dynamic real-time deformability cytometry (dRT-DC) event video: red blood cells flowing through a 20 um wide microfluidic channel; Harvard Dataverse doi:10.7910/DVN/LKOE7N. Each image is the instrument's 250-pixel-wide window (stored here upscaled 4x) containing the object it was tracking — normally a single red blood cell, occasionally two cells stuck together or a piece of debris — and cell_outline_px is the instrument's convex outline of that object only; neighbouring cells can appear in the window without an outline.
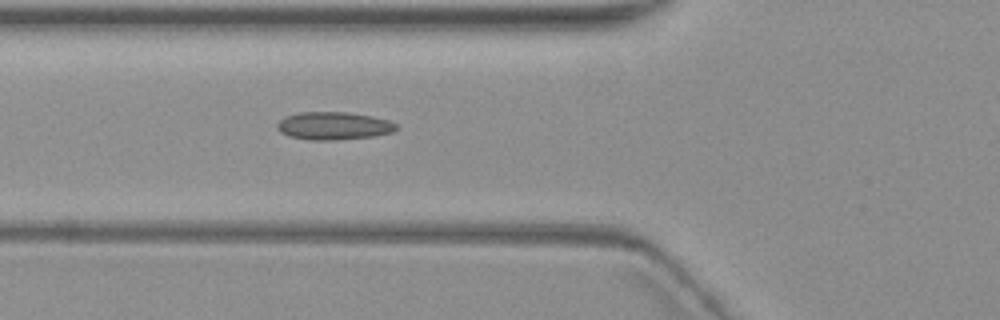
{"species": "common noctule bat (a hibernating species)", "species_latin": "Nyctalus noctula", "temperature_condition": "warm", "stored_images_in_passage": 3, "segment_of_instrument_passage": [1, 2], "camera_frame_rate_fps": 3000, "um_per_image_px": 0.085, "animal": {"sex": "female", "body_mass_g": 19.3, "forearm_length_mm": 54.1}, "frame": {"image": 1, "passage_image": 2, "time_ms": 1.0, "image_size_px": [1000, 320], "cell_outline_px": [[400, 128], [392, 132], [372, 136], [336, 140], [308, 140], [288, 136], [280, 132], [276, 128], [276, 124], [280, 120], [288, 116], [300, 112], [348, 112], [372, 116], [388, 120], [396, 124]], "centroid_in_image_um": [28.35, 10.7], "position_along_channel_um": 97.4, "area_um2": 19.36}}